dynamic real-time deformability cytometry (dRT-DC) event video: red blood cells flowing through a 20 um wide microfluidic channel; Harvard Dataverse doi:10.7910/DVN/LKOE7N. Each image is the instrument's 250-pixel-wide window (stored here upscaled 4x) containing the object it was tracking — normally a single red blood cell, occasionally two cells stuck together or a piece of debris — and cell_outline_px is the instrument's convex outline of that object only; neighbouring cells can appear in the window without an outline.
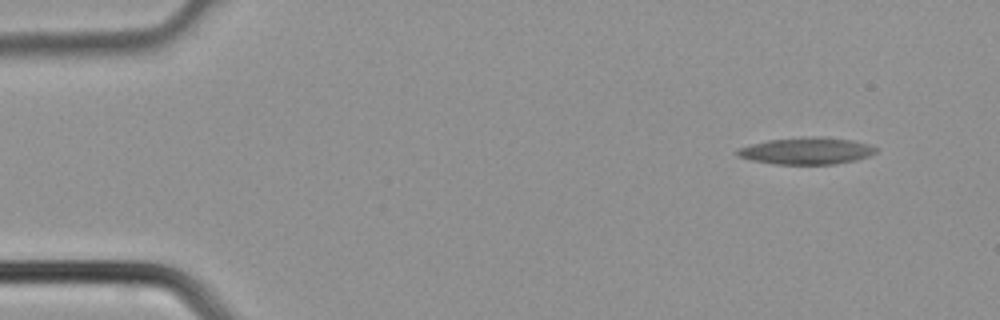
{"species": "common noctule bat (a hibernating species)", "species_latin": "Nyctalus noctula", "temperature_condition": "cold", "stored_images_in_passage": 3, "camera_frame_rate_fps": 3000, "um_per_image_px": 0.085, "animal": {"sex": "male", "body_mass_g": 21.5, "forearm_length_mm": 52.0}, "frame": {"image": 1, "passage_image": 1, "time_ms": 0.0, "image_size_px": [1000, 320], "cell_outline_px": [[880, 148], [876, 152], [868, 156], [856, 160], [836, 164], [776, 164], [752, 160], [736, 156], [736, 148], [768, 140], [808, 136], [852, 140], [868, 144]], "centroid_in_image_um": [68.55, 12.83], "position_along_channel_um": 16.5, "area_um2": 21.68}}